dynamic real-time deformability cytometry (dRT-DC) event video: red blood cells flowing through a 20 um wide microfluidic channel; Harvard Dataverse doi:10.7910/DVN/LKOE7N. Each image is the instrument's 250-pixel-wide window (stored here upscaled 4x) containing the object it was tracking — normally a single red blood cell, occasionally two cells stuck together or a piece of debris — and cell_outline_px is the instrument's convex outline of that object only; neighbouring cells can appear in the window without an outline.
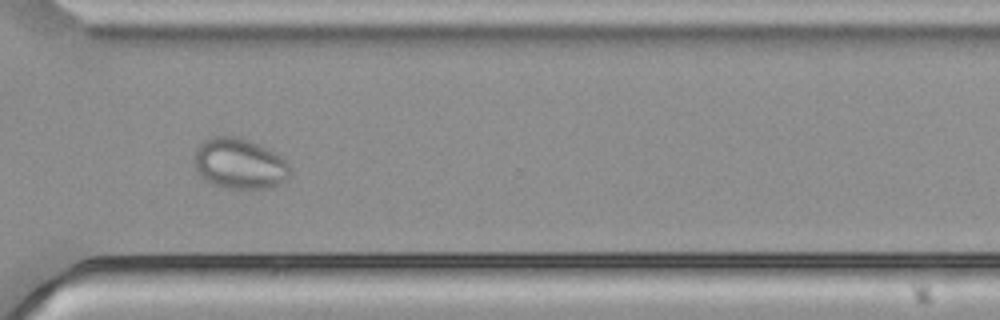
{"species": "common noctule bat (a hibernating species)", "species_latin": "Nyctalus noctula", "temperature_condition": "cold", "stored_images_in_passage": 49, "camera_frame_rate_fps": 3000, "um_per_image_px": 0.085, "animal": {"sex": "male", "body_mass_g": 21.5, "forearm_length_mm": 52.0}, "frame": {"image": 1, "passage_image": 35, "time_ms": 11.333, "image_size_px": [1000, 320], "cell_outline_px": [[292, 172], [280, 184], [272, 188], [228, 188], [212, 184], [204, 180], [196, 172], [196, 148], [208, 136], [236, 136], [248, 140], [280, 156], [288, 164]], "centroid_in_image_um": [20.34, 13.92], "position_along_channel_um": 350.3, "area_um2": 28.03}, "authors_computed_cell_mechanics": {"area_um2": 29.7092, "velocity_mm_per_s": 3.7709, "shape_relaxation_time_tau1_ms": null, "shape_relaxation_time_tau2_ms": 5.2467, "deformation_change_tau1": null, "deformation_change_tau2": 0.0219}}